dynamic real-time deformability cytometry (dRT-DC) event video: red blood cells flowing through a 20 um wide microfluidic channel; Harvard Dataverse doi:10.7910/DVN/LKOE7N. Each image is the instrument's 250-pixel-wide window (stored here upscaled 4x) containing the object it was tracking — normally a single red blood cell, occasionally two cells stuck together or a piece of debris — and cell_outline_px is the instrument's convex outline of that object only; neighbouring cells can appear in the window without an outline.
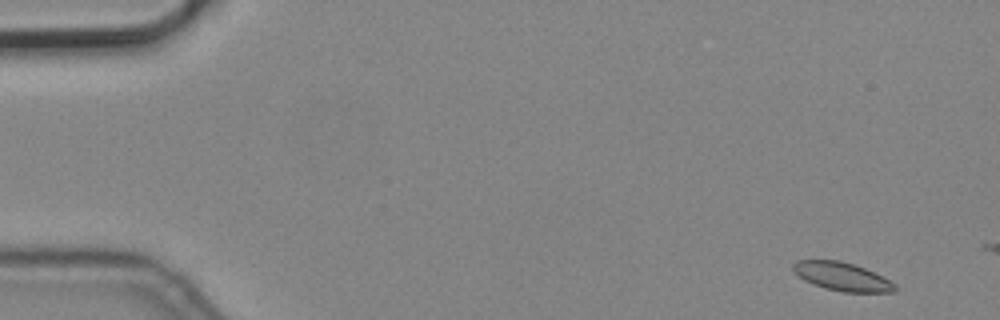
{"species": "common noctule bat (a hibernating species)", "species_latin": "Nyctalus noctula", "temperature_condition": "cold", "stored_images_in_passage": 4, "camera_frame_rate_fps": 3000, "um_per_image_px": 0.085, "animal": {"sex": "male", "body_mass_g": 19.2, "forearm_length_mm": 51.8}, "frame": {"image": 1, "passage_image": 1, "time_ms": 0.0, "image_size_px": [1000, 320], "cell_outline_px": [[896, 292], [844, 292], [824, 288], [812, 284], [804, 280], [792, 268], [792, 264], [796, 260], [840, 260], [864, 268], [896, 284]], "centroid_in_image_um": [71.55, 23.51], "position_along_channel_um": 13.4, "area_um2": 16.65}}